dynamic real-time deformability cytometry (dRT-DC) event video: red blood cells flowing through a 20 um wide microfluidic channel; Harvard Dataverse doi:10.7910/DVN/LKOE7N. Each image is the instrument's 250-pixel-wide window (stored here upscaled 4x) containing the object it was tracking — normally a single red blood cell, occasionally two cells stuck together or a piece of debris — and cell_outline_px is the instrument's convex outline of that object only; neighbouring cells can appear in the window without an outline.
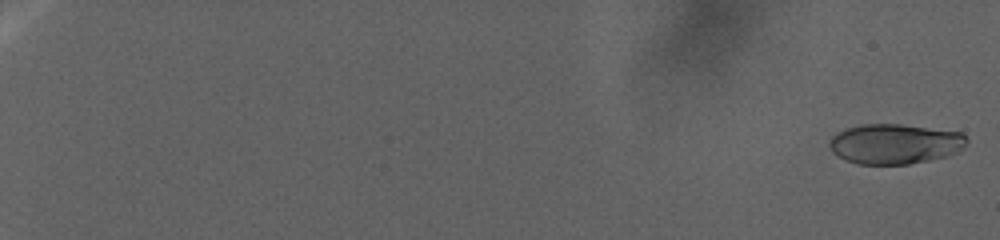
{"species": "human", "species_latin": "Homo sapiens", "temperature_condition": "warm", "stored_images_in_passage": 47, "camera_frame_rate_fps": 3000, "um_per_image_px": 0.085, "donor": {"sex": "female"}, "frame": {"image": 1, "passage_image": 1, "time_ms": 0.0, "image_size_px": [1000, 240], "cell_outline_px": [[968, 140], [956, 152], [944, 156], [928, 160], [908, 164], [856, 164], [836, 156], [832, 152], [828, 144], [832, 136], [836, 132], [844, 128], [864, 124], [900, 124], [964, 132]], "centroid_in_image_um": [76.01, 12.22], "position_along_channel_um": 9.0, "area_um2": 32.14}}
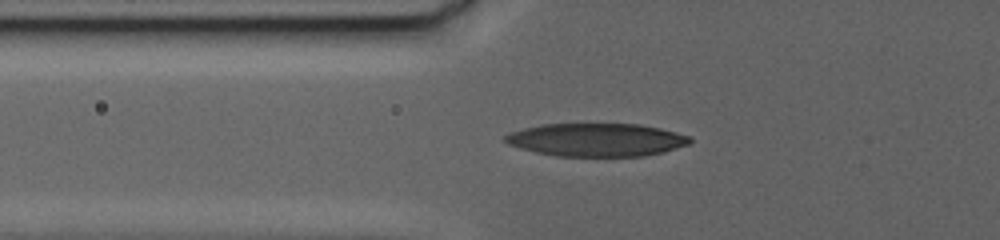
{"frame": {"image": 2, "passage_image": 40, "time_ms": 22.333, "image_size_px": [1000, 240], "cell_outline_px": [[692, 140], [688, 144], [664, 152], [644, 156], [556, 156], [536, 152], [520, 148], [508, 144], [504, 140], [504, 136], [508, 132], [540, 124], [640, 124], [660, 128], [692, 136]], "centroid_in_image_um": [50.7, 11.88], "position_along_channel_um": 75.1, "area_um2": 35.78}}
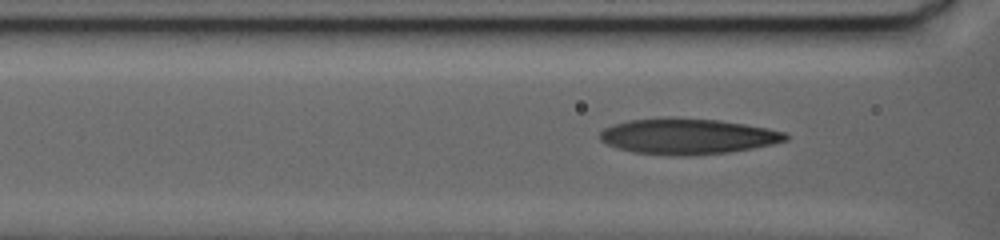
{"frame": {"image": 3, "passage_image": 46, "time_ms": 25.0, "image_size_px": [1000, 240], "cell_outline_px": [[788, 140], [772, 144], [752, 148], [728, 152], [692, 156], [672, 156], [632, 152], [616, 148], [600, 140], [600, 132], [604, 128], [612, 124], [628, 120], [660, 116], [676, 116], [720, 120], [768, 128], [784, 132], [788, 136]], "centroid_in_image_um": [58.4, 11.57], "position_along_channel_um": 108.2, "area_um2": 39.36}}